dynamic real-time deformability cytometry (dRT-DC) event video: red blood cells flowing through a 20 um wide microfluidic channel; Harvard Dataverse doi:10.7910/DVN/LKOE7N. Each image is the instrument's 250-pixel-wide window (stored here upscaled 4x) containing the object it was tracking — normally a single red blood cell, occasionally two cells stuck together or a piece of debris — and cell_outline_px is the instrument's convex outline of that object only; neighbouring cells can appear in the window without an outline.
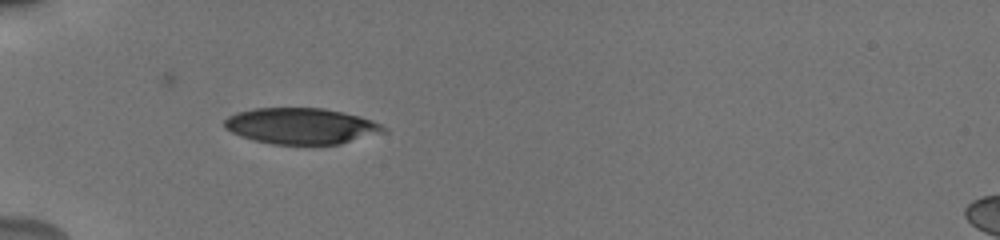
{"species": "human", "species_latin": "Homo sapiens", "temperature_condition": "cold", "stored_images_in_passage": 37, "camera_frame_rate_fps": 3000, "um_per_image_px": 0.085, "donor": {"sex": "male"}, "frame": {"image": 1, "passage_image": 1, "time_ms": 0.0, "image_size_px": [1000, 240], "cell_outline_px": [[388, 132], [340, 144], [272, 144], [252, 140], [240, 136], [224, 128], [224, 120], [228, 116], [236, 112], [256, 108], [324, 108], [344, 112], [360, 116], [372, 120], [388, 128]], "centroid_in_image_um": [25.62, 10.71], "position_along_channel_um": 59.4, "area_um2": 33.76}}
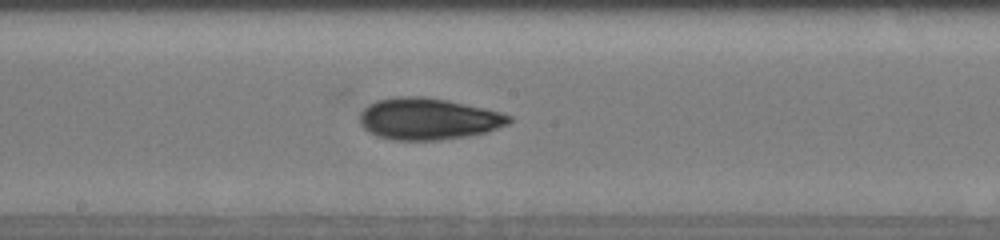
{"frame": {"image": 2, "passage_image": 14, "time_ms": 4.333, "image_size_px": [1000, 240], "cell_outline_px": [[512, 120], [508, 124], [484, 132], [464, 136], [440, 140], [392, 140], [376, 136], [368, 132], [360, 124], [360, 112], [368, 104], [376, 100], [396, 96], [424, 96], [448, 100], [484, 108], [500, 112], [512, 116]], "centroid_in_image_um": [36.35, 10.09], "position_along_channel_um": 211.9, "area_um2": 36.3}}
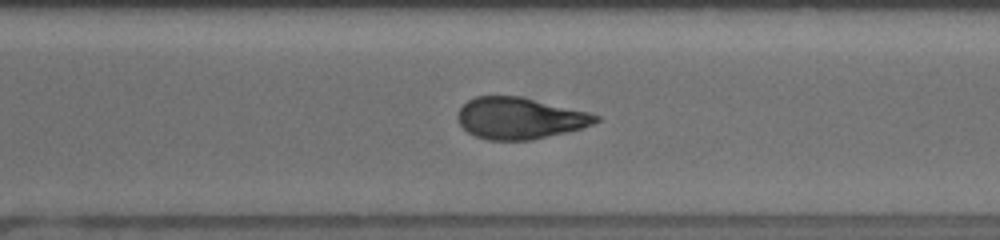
{"frame": {"image": 3, "passage_image": 23, "time_ms": 7.333, "image_size_px": [1000, 240], "cell_outline_px": [[600, 120], [592, 124], [580, 128], [532, 140], [488, 140], [476, 136], [468, 132], [460, 124], [460, 108], [468, 100], [476, 96], [524, 96], [588, 112], [600, 116]], "centroid_in_image_um": [44.2, 10.04], "position_along_channel_um": 326.4, "area_um2": 33.12}, "authors_computed_cell_mechanics": {"area_um2": 35.4892, "velocity_mm_per_s": 3.8281, "shape_relaxation_time_tau1_ms": 3.9184, "shape_relaxation_time_tau2_ms": 2.5123, "deformation_change_tau1": 0.1331, "deformation_change_tau2": 0.0762}}